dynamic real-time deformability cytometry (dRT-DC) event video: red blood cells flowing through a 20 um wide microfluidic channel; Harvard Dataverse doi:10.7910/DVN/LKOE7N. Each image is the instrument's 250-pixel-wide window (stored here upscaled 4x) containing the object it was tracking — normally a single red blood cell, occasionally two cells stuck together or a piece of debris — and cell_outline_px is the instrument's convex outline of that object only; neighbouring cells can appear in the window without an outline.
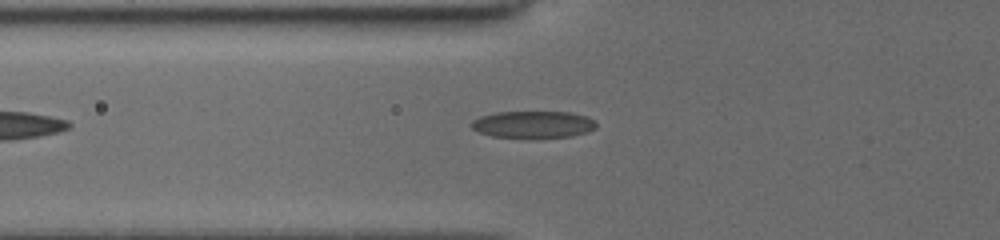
{"species": "common noctule bat (a hibernating species)", "species_latin": "Nyctalus noctula", "temperature_condition": "cold", "stored_images_in_passage": 27, "camera_frame_rate_fps": 3000, "um_per_image_px": 0.085, "animal": {"sex": "female", "body_mass_g": 19.5, "forearm_length_mm": 54.1}, "frame": {"image": 1, "passage_image": 2, "time_ms": 0.333, "image_size_px": [1000, 240], "cell_outline_px": [[596, 128], [588, 132], [572, 136], [492, 136], [480, 132], [472, 128], [468, 124], [472, 120], [480, 116], [496, 112], [568, 112], [588, 116], [596, 124]], "centroid_in_image_um": [45.31, 10.55], "position_along_channel_um": 80.5, "area_um2": 19.19}}
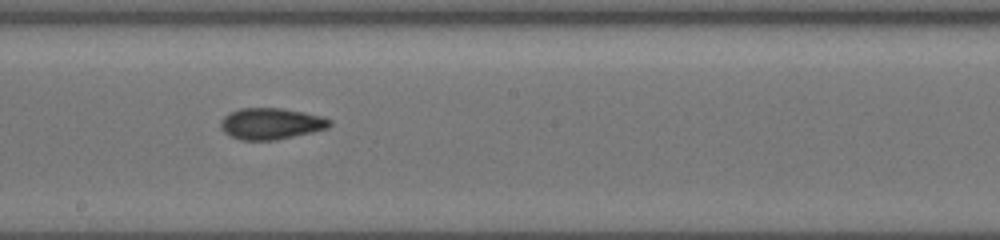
{"frame": {"image": 2, "passage_image": 12, "time_ms": 4.0, "image_size_px": [1000, 240], "cell_outline_px": [[332, 124], [328, 128], [312, 132], [276, 140], [240, 140], [224, 132], [220, 124], [220, 120], [224, 116], [240, 108], [280, 108], [304, 112], [324, 116], [332, 120]], "centroid_in_image_um": [23.07, 10.51], "position_along_channel_um": 225.1, "area_um2": 19.94}}
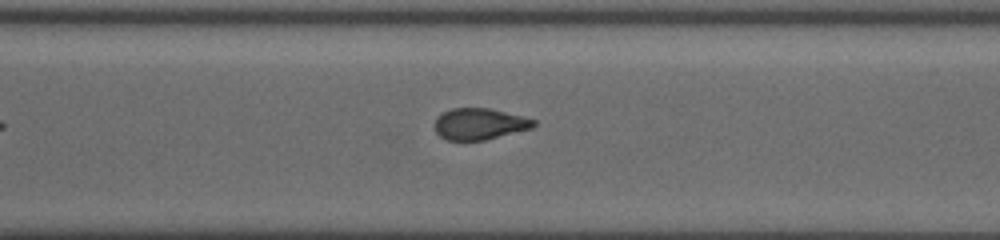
{"frame": {"image": 3, "passage_image": 19, "time_ms": 6.667, "image_size_px": [1000, 240], "cell_outline_px": [[536, 124], [532, 128], [484, 140], [448, 140], [440, 136], [436, 132], [432, 124], [436, 116], [452, 108], [488, 108], [536, 120]], "centroid_in_image_um": [40.7, 10.53], "position_along_channel_um": 329.9, "area_um2": 18.03}, "authors_computed_cell_mechanics": {"area_um2": 19.1896, "velocity_mm_per_s": 3.9466, "shape_relaxation_time_tau1_ms": 3.9809, "shape_relaxation_time_tau2_ms": 2.6368, "deformation_change_tau1": 0.118, "deformation_change_tau2": 0.0859}}